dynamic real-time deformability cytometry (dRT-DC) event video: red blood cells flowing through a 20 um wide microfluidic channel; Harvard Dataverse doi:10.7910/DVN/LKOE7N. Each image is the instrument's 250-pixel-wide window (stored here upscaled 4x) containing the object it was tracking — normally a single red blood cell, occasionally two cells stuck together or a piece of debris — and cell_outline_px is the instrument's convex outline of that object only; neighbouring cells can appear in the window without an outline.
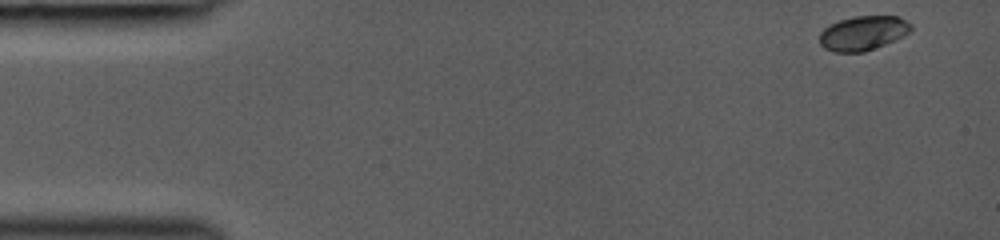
{"species": "common noctule bat (a hibernating species)", "species_latin": "Nyctalus noctula", "temperature_condition": "room temperature", "stored_images_in_passage": 18, "camera_frame_rate_fps": 3000, "um_per_image_px": 0.085, "animal": {"sex": "female", "body_mass_g": 19.0, "forearm_length_mm": 53.3}, "frame": {"image": 1, "passage_image": 1, "time_ms": 0.0, "image_size_px": [1000, 240], "cell_outline_px": [[912, 28], [904, 36], [864, 52], [836, 52], [824, 48], [820, 44], [820, 32], [828, 24], [852, 16], [896, 16], [912, 24]], "centroid_in_image_um": [73.33, 2.81], "position_along_channel_um": 11.7, "area_um2": 18.26}}
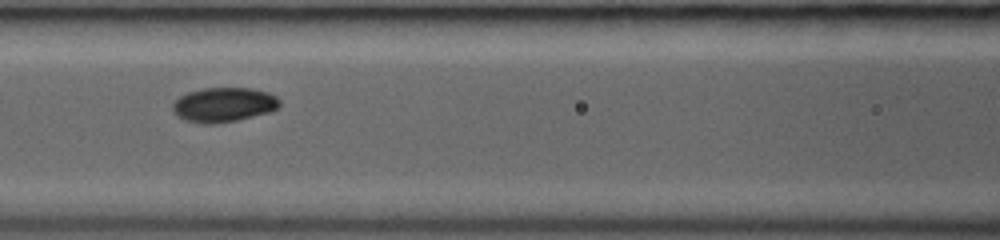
{"frame": {"image": 2, "passage_image": 16, "time_ms": 6.0, "image_size_px": [1000, 240], "cell_outline_px": [[280, 108], [268, 112], [236, 120], [216, 124], [204, 124], [184, 120], [172, 112], [172, 104], [180, 96], [188, 92], [204, 88], [252, 88], [268, 92], [276, 96], [280, 100]], "centroid_in_image_um": [19.01, 8.9], "position_along_channel_um": 147.6, "area_um2": 21.62}}
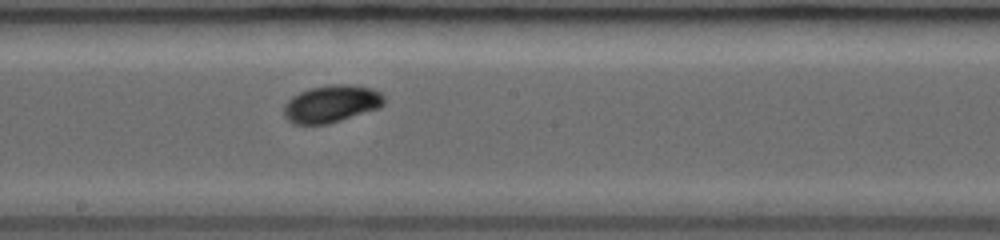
{"frame": {"image": 3, "passage_image": 18, "time_ms": 7.667, "image_size_px": [1000, 240], "cell_outline_px": [[384, 104], [380, 108], [328, 124], [292, 124], [284, 116], [284, 104], [292, 96], [308, 88], [328, 84], [348, 84], [372, 88], [380, 92], [384, 96]], "centroid_in_image_um": [28.17, 8.82], "position_along_channel_um": 220.0, "area_um2": 22.02}}